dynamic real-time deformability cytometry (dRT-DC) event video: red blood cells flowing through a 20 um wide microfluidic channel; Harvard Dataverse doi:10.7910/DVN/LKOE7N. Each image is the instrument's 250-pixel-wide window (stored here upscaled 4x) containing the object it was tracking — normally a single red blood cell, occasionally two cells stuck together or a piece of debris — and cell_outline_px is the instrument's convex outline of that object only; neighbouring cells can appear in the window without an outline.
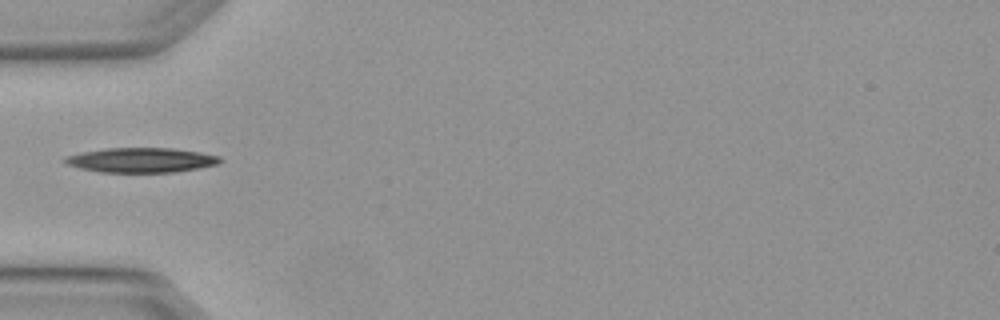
{"species": "Egyptian fruit bat (a non-hibernating species)", "species_latin": "Rousettus aegyptiacus", "temperature_condition": "warm", "stored_images_in_passage": 1, "camera_frame_rate_fps": 3000, "um_per_image_px": 0.085, "animal": {"sex": "female"}, "frame": {"image": 1, "passage_image": 1, "time_ms": 0.0, "image_size_px": [1000, 320], "cell_outline_px": [[224, 160], [220, 164], [200, 168], [176, 172], [100, 172], [80, 168], [64, 164], [60, 160], [64, 156], [80, 152], [108, 148], [172, 148], [200, 152], [220, 156]], "centroid_in_image_um": [11.99, 13.61], "position_along_channel_um": 73.0, "area_um2": 22.72}}